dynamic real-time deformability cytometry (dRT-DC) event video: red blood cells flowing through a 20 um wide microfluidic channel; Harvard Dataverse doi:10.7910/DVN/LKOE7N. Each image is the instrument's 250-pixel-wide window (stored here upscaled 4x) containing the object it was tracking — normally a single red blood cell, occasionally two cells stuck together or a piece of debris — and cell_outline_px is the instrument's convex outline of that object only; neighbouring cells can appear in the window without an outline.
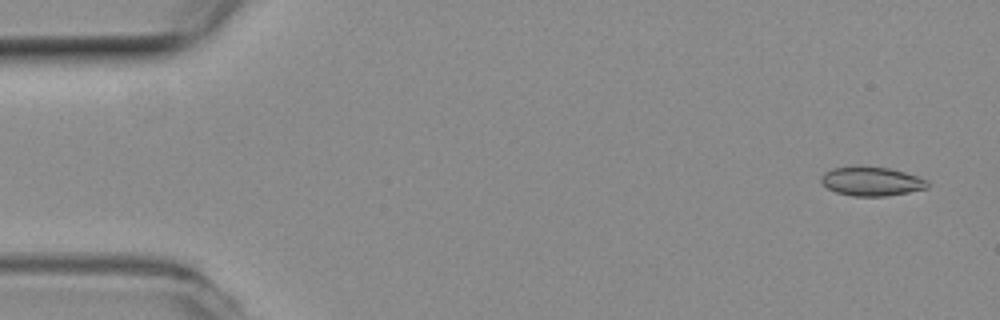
{"species": "common noctule bat (a hibernating species)", "species_latin": "Nyctalus noctula", "temperature_condition": "room temperature", "stored_images_in_passage": 4, "camera_frame_rate_fps": 3000, "um_per_image_px": 0.085, "animal": {"sex": "female", "body_mass_g": 19.3, "forearm_length_mm": 54.1}, "frame": {"image": 1, "passage_image": 1, "time_ms": 0.0, "image_size_px": [1000, 320], "cell_outline_px": [[928, 188], [908, 192], [884, 196], [852, 196], [836, 192], [820, 184], [820, 176], [824, 172], [832, 168], [852, 164], [860, 164], [888, 168], [904, 172], [928, 180]], "centroid_in_image_um": [74.0, 15.38], "position_along_channel_um": 11.0, "area_um2": 18.5}}
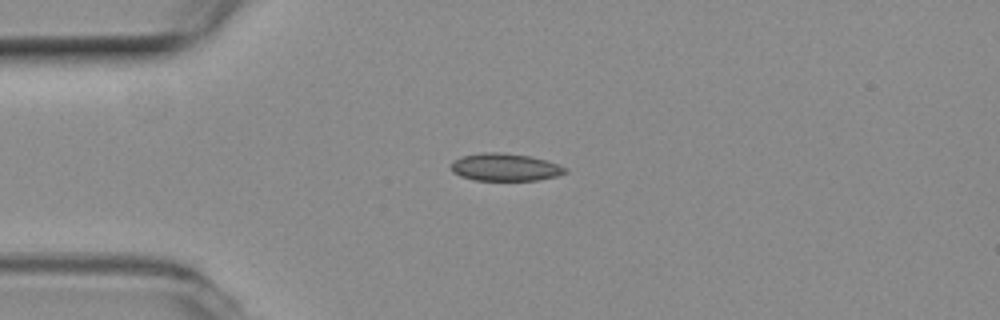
{"frame": {"image": 2, "passage_image": 4, "time_ms": 1.0, "image_size_px": [1000, 320], "cell_outline_px": [[568, 172], [556, 176], [536, 180], [476, 180], [460, 176], [452, 172], [452, 160], [460, 156], [480, 152], [500, 152], [532, 156], [568, 168]], "centroid_in_image_um": [42.9, 14.2], "position_along_channel_um": 42.1, "area_um2": 18.38}}